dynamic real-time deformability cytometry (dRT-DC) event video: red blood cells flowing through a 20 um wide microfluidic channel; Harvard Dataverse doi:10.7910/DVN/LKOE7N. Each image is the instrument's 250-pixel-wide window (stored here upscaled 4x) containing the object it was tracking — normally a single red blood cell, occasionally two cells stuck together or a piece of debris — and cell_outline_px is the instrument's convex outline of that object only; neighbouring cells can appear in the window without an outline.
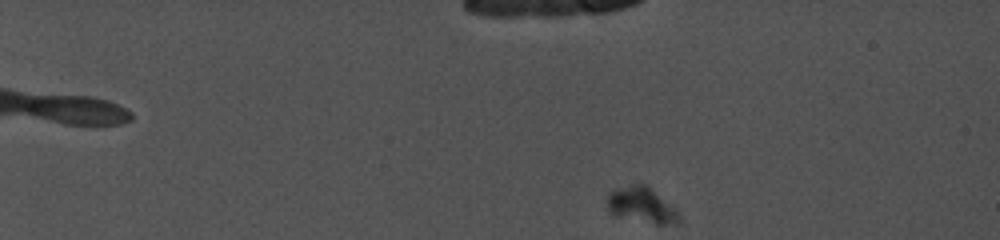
{"species": "common noctule bat (a hibernating species)", "species_latin": "Nyctalus noctula", "temperature_condition": "cold", "stored_images_in_passage": 61, "camera_frame_rate_fps": 5000, "um_per_image_px": 0.085, "animal": {"sex": "female", "body_mass_g": 19.0, "forearm_length_mm": 56.7}, "frame": {"image": 1, "passage_image": 1, "time_ms": 0.0, "image_size_px": [1000, 240], "cell_outline_px": [[680, 220], [664, 224], [656, 224], [612, 216], [608, 208], [608, 196], [616, 188], [632, 184], [648, 184], [676, 208], [680, 216]], "centroid_in_image_um": [54.54, 17.42], "position_along_channel_um": 30.5, "area_um2": 15.03}}
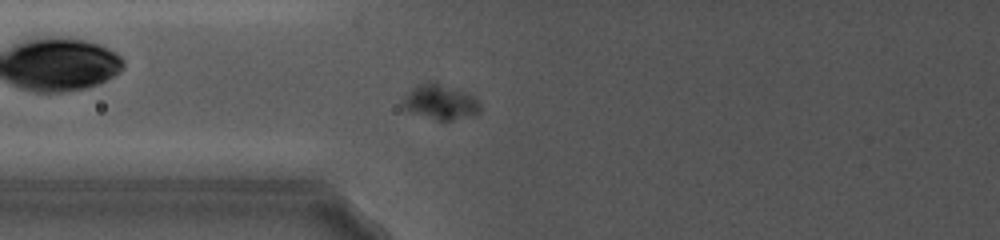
{"frame": {"image": 2, "passage_image": 24, "time_ms": 6.4, "image_size_px": [1000, 240], "cell_outline_px": [[480, 112], [452, 120], [436, 120], [412, 112], [404, 108], [400, 100], [416, 84], [432, 80], [436, 80], [464, 92], [472, 96], [480, 104]], "centroid_in_image_um": [37.37, 8.63], "position_along_channel_um": 88.4, "area_um2": 15.78}}
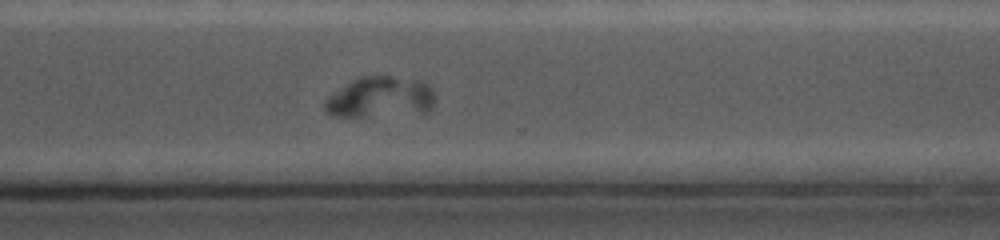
{"frame": {"image": 3, "passage_image": 51, "time_ms": 13.2, "image_size_px": [1000, 240], "cell_outline_px": [[436, 96], [432, 108], [428, 112], [360, 116], [332, 116], [324, 112], [324, 104], [328, 96], [332, 92], [352, 80], [360, 76], [392, 76], [424, 80], [436, 92]], "centroid_in_image_um": [32.35, 8.25], "position_along_channel_um": 338.3, "area_um2": 26.59}}